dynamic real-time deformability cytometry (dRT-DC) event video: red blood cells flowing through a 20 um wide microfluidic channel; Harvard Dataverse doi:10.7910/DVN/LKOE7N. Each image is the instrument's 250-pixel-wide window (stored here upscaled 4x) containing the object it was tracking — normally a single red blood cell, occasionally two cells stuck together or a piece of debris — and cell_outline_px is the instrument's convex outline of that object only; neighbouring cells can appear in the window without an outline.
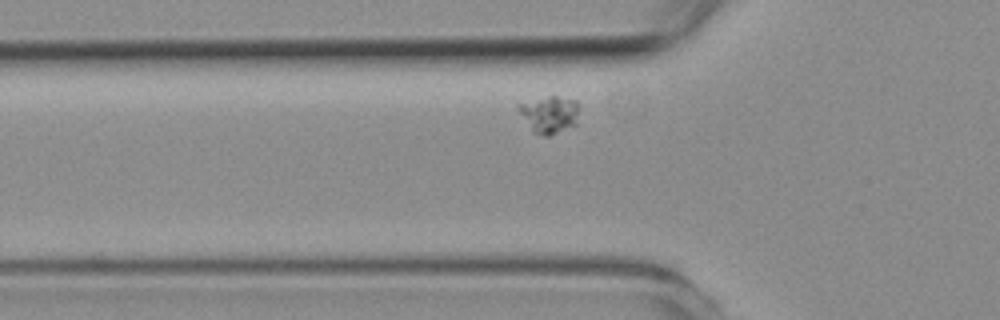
{"species": "common noctule bat (a hibernating species)", "species_latin": "Nyctalus noctula", "temperature_condition": "room temperature", "stored_images_in_passage": 37, "camera_frame_rate_fps": 3000, "um_per_image_px": 0.085, "animal": {"sex": "female", "body_mass_g": 19.3, "forearm_length_mm": 54.1}, "frame": {"image": 1, "passage_image": 4, "time_ms": 1.0, "image_size_px": [1000, 320], "cell_outline_px": [[580, 104], [576, 124], [548, 136], [544, 136], [532, 132], [516, 108], [520, 104], [548, 96], [556, 96], [576, 100]], "centroid_in_image_um": [46.71, 9.73], "position_along_channel_um": 79.1, "area_um2": 13.06}}
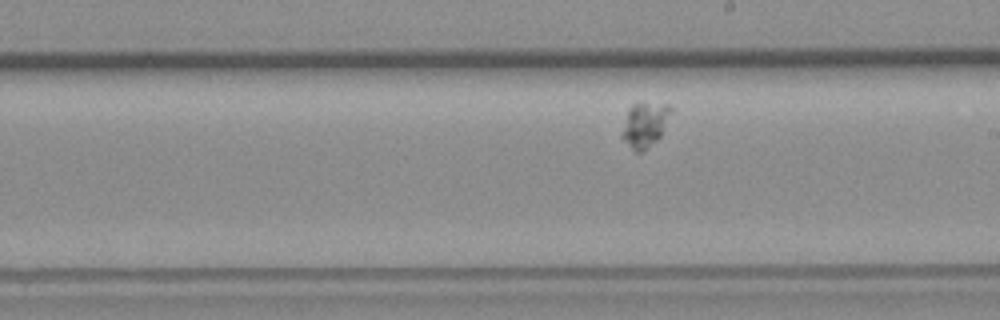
{"frame": {"image": 2, "passage_image": 18, "time_ms": 5.667, "image_size_px": [1000, 320], "cell_outline_px": [[672, 112], [660, 136], [656, 140], [640, 152], [636, 152], [620, 136], [620, 132], [628, 112], [640, 100], [672, 104]], "centroid_in_image_um": [54.84, 10.52], "position_along_channel_um": 234.2, "area_um2": 12.83}}
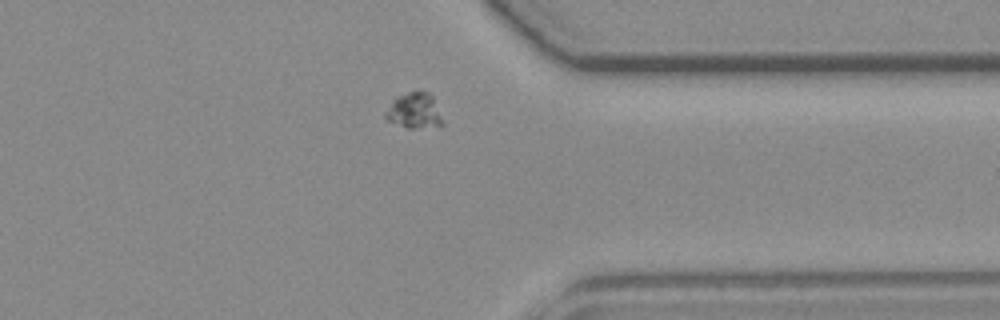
{"frame": {"image": 3, "passage_image": 31, "time_ms": 10.0, "image_size_px": [1000, 320], "cell_outline_px": [[444, 124], [412, 128], [404, 128], [388, 120], [384, 116], [384, 112], [392, 100], [416, 88], [420, 88], [428, 92], [432, 96], [444, 120]], "centroid_in_image_um": [35.21, 9.37], "position_along_channel_um": 376.2, "area_um2": 12.02}}